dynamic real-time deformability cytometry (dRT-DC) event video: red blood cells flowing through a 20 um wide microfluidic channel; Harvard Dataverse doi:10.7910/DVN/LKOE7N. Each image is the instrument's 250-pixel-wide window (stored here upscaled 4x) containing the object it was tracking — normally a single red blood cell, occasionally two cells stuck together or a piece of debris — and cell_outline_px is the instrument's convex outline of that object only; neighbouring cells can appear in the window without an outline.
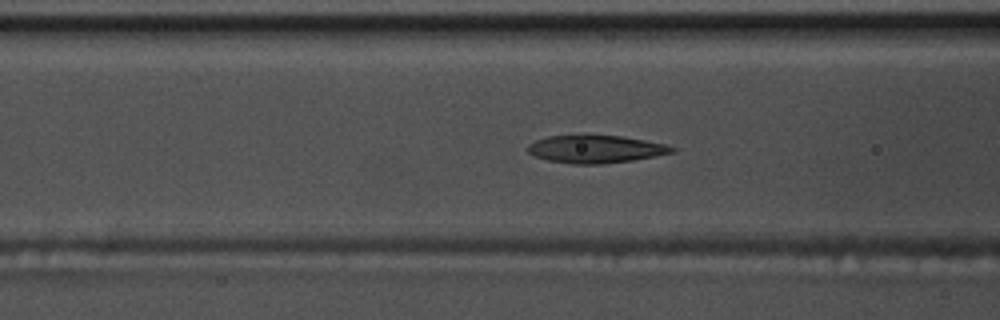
{"species": "common noctule bat (a hibernating species)", "species_latin": "Nyctalus noctula", "temperature_condition": "warm", "stored_images_in_passage": 48, "camera_frame_rate_fps": 3000, "um_per_image_px": 0.085, "animal": {"sex": "male", "body_mass_g": 17.5, "forearm_length_mm": 52.3}, "frame": {"image": 1, "passage_image": 14, "time_ms": 4.333, "image_size_px": [1000, 320], "cell_outline_px": [[676, 152], [632, 160], [604, 164], [572, 164], [548, 160], [536, 156], [528, 152], [524, 148], [528, 144], [536, 140], [548, 136], [624, 136], [668, 144], [676, 148]], "centroid_in_image_um": [50.65, 12.68], "position_along_channel_um": 115.9, "area_um2": 23.29}}
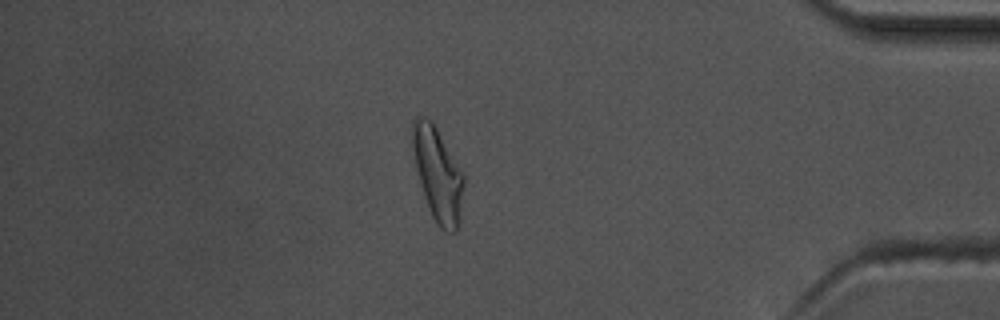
{"frame": {"image": 2, "passage_image": 40, "time_ms": 13.0, "image_size_px": [1000, 320], "cell_outline_px": [[464, 184], [456, 232], [444, 232], [440, 228], [432, 216], [424, 196], [416, 168], [412, 144], [412, 120], [416, 116], [424, 116], [432, 120], [464, 172]], "centroid_in_image_um": [37.21, 14.75], "position_along_channel_um": 398.0, "area_um2": 27.86}}
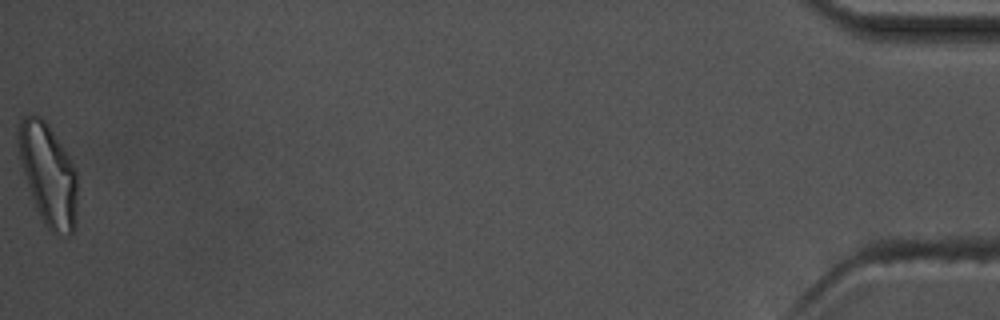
{"frame": {"image": 3, "passage_image": 48, "time_ms": 15.667, "image_size_px": [1000, 320], "cell_outline_px": [[76, 224], [72, 232], [68, 236], [56, 236], [44, 224], [36, 208], [20, 160], [16, 140], [16, 124], [24, 116], [40, 116], [48, 124], [64, 148], [76, 168]], "centroid_in_image_um": [4.09, 14.82], "position_along_channel_um": 431.1, "area_um2": 35.14}, "authors_computed_cell_mechanics": {"area_um2": 24.1893, "velocity_mm_per_s": 3.6897, "shape_relaxation_time_tau1_ms": 5.28, "shape_relaxation_time_tau2_ms": 2.6204, "deformation_change_tau1": 0.1737, "deformation_change_tau2": 0.0999}}